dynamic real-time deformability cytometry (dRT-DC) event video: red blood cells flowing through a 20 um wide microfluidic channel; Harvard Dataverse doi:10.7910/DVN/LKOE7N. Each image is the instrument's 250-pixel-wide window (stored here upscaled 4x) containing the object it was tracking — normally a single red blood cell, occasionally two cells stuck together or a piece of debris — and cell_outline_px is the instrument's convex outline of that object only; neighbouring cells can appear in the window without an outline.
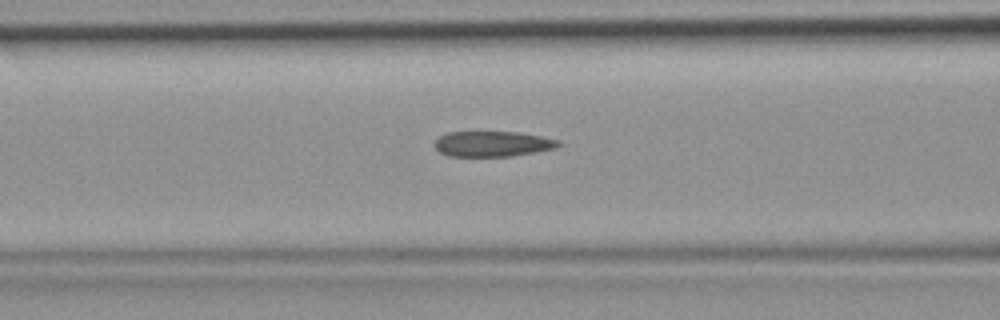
{"species": "common noctule bat (a hibernating species)", "species_latin": "Nyctalus noctula", "temperature_condition": "room temperature", "stored_images_in_passage": 44, "camera_frame_rate_fps": 3000, "um_per_image_px": 0.085, "animal": {"sex": "female", "body_mass_g": 19.9}, "frame": {"image": 1, "passage_image": 18, "time_ms": 5.667, "image_size_px": [1000, 320], "cell_outline_px": [[564, 144], [556, 148], [512, 156], [448, 156], [440, 152], [436, 148], [436, 140], [440, 136], [448, 132], [520, 132], [560, 140]], "centroid_in_image_um": [41.92, 12.23], "position_along_channel_um": 124.7, "area_um2": 18.32}}
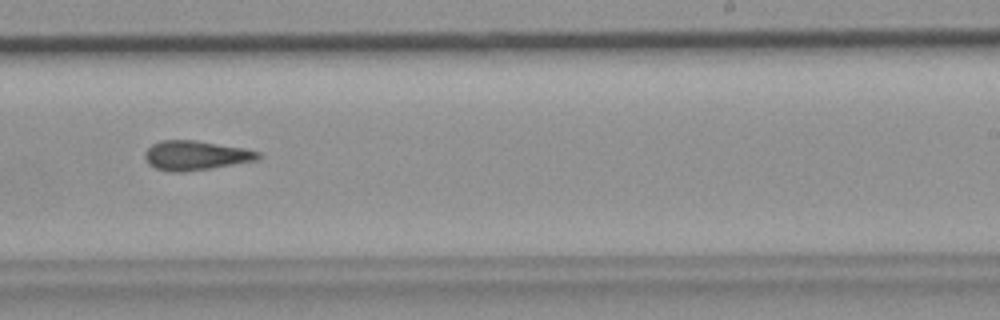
{"frame": {"image": 2, "passage_image": 28, "time_ms": 9.0, "image_size_px": [1000, 320], "cell_outline_px": [[264, 156], [260, 160], [212, 168], [184, 172], [168, 172], [156, 168], [148, 164], [144, 156], [144, 152], [152, 144], [160, 140], [196, 140], [244, 148], [260, 152]], "centroid_in_image_um": [16.66, 13.21], "position_along_channel_um": 272.3, "area_um2": 19.77}}
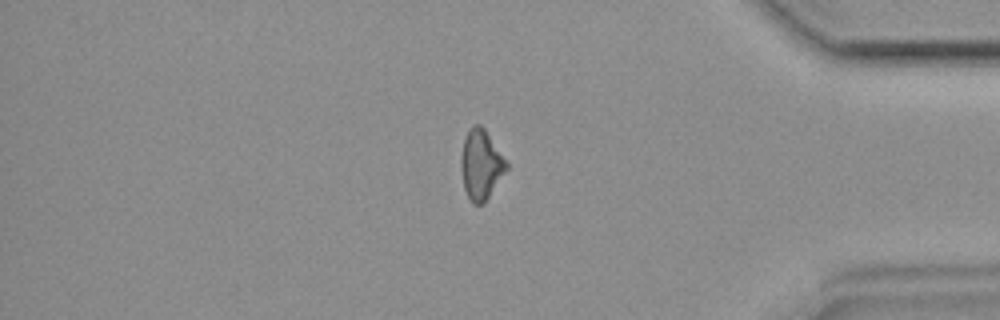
{"frame": {"image": 3, "passage_image": 38, "time_ms": 12.333, "image_size_px": [1000, 320], "cell_outline_px": [[508, 168], [484, 204], [472, 204], [464, 188], [460, 168], [460, 160], [464, 140], [468, 128], [472, 124], [480, 124], [484, 128], [508, 160]], "centroid_in_image_um": [40.89, 13.97], "position_along_channel_um": 394.3, "area_um2": 18.79}}